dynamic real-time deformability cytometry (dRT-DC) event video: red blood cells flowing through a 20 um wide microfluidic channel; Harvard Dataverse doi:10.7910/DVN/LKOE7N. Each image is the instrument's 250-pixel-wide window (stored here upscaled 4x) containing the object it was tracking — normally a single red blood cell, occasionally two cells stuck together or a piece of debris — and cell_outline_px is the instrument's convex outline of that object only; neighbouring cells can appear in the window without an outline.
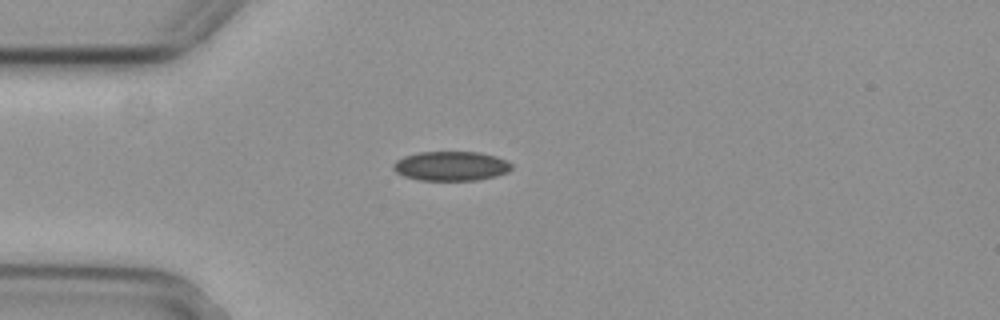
{"species": "common noctule bat (a hibernating species)", "species_latin": "Nyctalus noctula", "temperature_condition": "cold", "stored_images_in_passage": 1, "camera_frame_rate_fps": 3000, "um_per_image_px": 0.085, "animal": {"sex": "female", "body_mass_g": 29.2, "forearm_length_mm": 56.3}, "frame": {"image": 1, "passage_image": 1, "time_ms": 0.0, "image_size_px": [1000, 320], "cell_outline_px": [[512, 168], [508, 172], [496, 176], [476, 180], [420, 180], [404, 176], [396, 172], [392, 168], [392, 164], [396, 160], [404, 156], [420, 152], [480, 152], [496, 156], [508, 160], [512, 164]], "centroid_in_image_um": [38.35, 14.11], "position_along_channel_um": 46.6, "area_um2": 20.4}}